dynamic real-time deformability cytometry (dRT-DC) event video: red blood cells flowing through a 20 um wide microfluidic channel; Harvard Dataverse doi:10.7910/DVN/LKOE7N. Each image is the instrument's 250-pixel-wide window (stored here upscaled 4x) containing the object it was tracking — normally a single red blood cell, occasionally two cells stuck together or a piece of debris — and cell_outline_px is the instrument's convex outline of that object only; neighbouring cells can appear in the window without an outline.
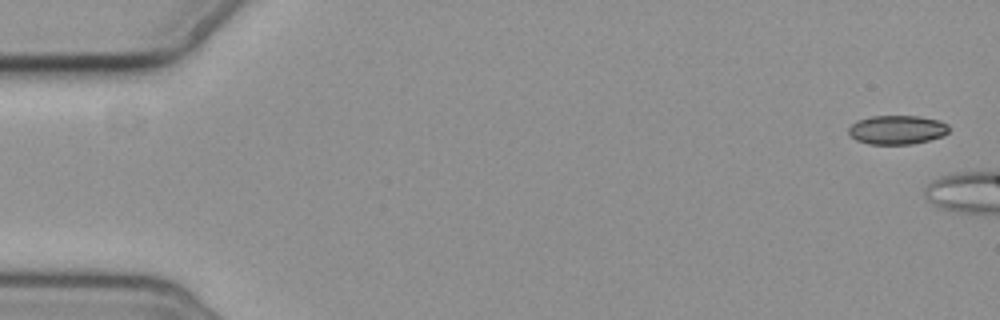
{"species": "common noctule bat (a hibernating species)", "species_latin": "Nyctalus noctula", "temperature_condition": "cold", "stored_images_in_passage": 3, "camera_frame_rate_fps": 3000, "um_per_image_px": 0.085, "animal": {"sex": "female", "body_mass_g": 19.3, "forearm_length_mm": 54.1}, "frame": {"image": 1, "passage_image": 1, "time_ms": 0.0, "image_size_px": [1000, 320], "cell_outline_px": [[948, 132], [944, 136], [912, 144], [868, 144], [856, 140], [848, 132], [848, 128], [856, 120], [872, 116], [920, 116], [940, 120], [948, 124]], "centroid_in_image_um": [76.26, 11.03], "position_along_channel_um": 8.7, "area_um2": 17.05}}